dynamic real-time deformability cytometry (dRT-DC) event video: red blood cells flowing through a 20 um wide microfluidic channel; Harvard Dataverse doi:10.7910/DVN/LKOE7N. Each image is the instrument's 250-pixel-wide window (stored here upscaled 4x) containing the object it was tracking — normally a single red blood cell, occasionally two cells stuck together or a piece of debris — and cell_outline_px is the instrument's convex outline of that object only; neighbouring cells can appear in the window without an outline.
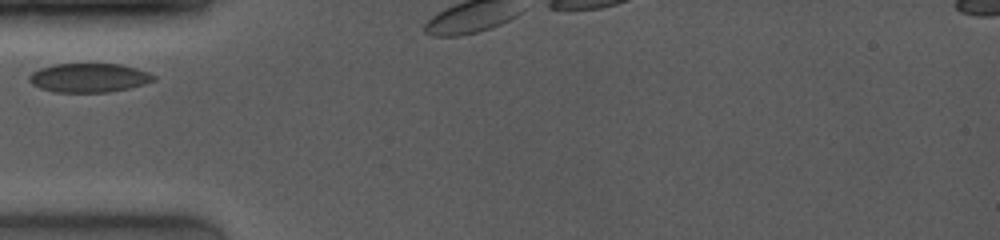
{"species": "common noctule bat (a hibernating species)", "species_latin": "Nyctalus noctula", "temperature_condition": "room temperature", "stored_images_in_passage": 2, "camera_frame_rate_fps": 4000, "um_per_image_px": 0.085, "animal": {"sex": "female", "body_mass_g": 19.0, "forearm_length_mm": 53.3}, "frame": {"image": 1, "passage_image": 1, "time_ms": 0.0, "image_size_px": [1000, 240], "cell_outline_px": [[156, 80], [144, 84], [128, 88], [108, 92], [56, 92], [40, 88], [32, 84], [28, 80], [28, 76], [32, 72], [40, 68], [52, 64], [120, 64], [136, 68], [148, 72], [156, 76]], "centroid_in_image_um": [7.55, 6.61], "position_along_channel_um": 77.4, "area_um2": 21.04}}